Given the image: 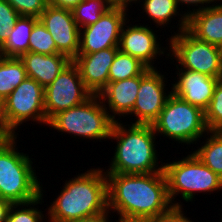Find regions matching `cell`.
<instances>
[{
    "instance_id": "44dd1931",
    "label": "cell",
    "mask_w": 222,
    "mask_h": 222,
    "mask_svg": "<svg viewBox=\"0 0 222 222\" xmlns=\"http://www.w3.org/2000/svg\"><path fill=\"white\" fill-rule=\"evenodd\" d=\"M39 18L20 16L9 31L8 39L0 48V55L4 57H20L29 52V39L34 24Z\"/></svg>"
},
{
    "instance_id": "9a60e30c",
    "label": "cell",
    "mask_w": 222,
    "mask_h": 222,
    "mask_svg": "<svg viewBox=\"0 0 222 222\" xmlns=\"http://www.w3.org/2000/svg\"><path fill=\"white\" fill-rule=\"evenodd\" d=\"M176 69L178 80L173 84L171 83L172 93L183 101L205 111L213 97L219 78L181 69L178 65H176Z\"/></svg>"
},
{
    "instance_id": "603a6c76",
    "label": "cell",
    "mask_w": 222,
    "mask_h": 222,
    "mask_svg": "<svg viewBox=\"0 0 222 222\" xmlns=\"http://www.w3.org/2000/svg\"><path fill=\"white\" fill-rule=\"evenodd\" d=\"M206 136L205 143L203 141L193 153L222 178V132L208 131Z\"/></svg>"
},
{
    "instance_id": "e0dca14e",
    "label": "cell",
    "mask_w": 222,
    "mask_h": 222,
    "mask_svg": "<svg viewBox=\"0 0 222 222\" xmlns=\"http://www.w3.org/2000/svg\"><path fill=\"white\" fill-rule=\"evenodd\" d=\"M140 82L141 75L117 82H108L106 87L98 94L109 116L114 121H119L122 118L121 116H129L132 112ZM115 115L120 117L117 119Z\"/></svg>"
},
{
    "instance_id": "d6986e66",
    "label": "cell",
    "mask_w": 222,
    "mask_h": 222,
    "mask_svg": "<svg viewBox=\"0 0 222 222\" xmlns=\"http://www.w3.org/2000/svg\"><path fill=\"white\" fill-rule=\"evenodd\" d=\"M218 2L192 13L188 17L187 30L197 39L222 48V4Z\"/></svg>"
},
{
    "instance_id": "3957f363",
    "label": "cell",
    "mask_w": 222,
    "mask_h": 222,
    "mask_svg": "<svg viewBox=\"0 0 222 222\" xmlns=\"http://www.w3.org/2000/svg\"><path fill=\"white\" fill-rule=\"evenodd\" d=\"M121 122L114 121L111 129L109 139L116 140L117 145L105 173L149 174L164 171V163L159 166V154L155 148L157 138L152 125L133 122L123 125Z\"/></svg>"
},
{
    "instance_id": "ba28073f",
    "label": "cell",
    "mask_w": 222,
    "mask_h": 222,
    "mask_svg": "<svg viewBox=\"0 0 222 222\" xmlns=\"http://www.w3.org/2000/svg\"><path fill=\"white\" fill-rule=\"evenodd\" d=\"M26 121L48 124L45 115L44 88L30 77H26L2 101L0 131L5 135L17 136L18 133L15 131Z\"/></svg>"
},
{
    "instance_id": "7a4b0ae2",
    "label": "cell",
    "mask_w": 222,
    "mask_h": 222,
    "mask_svg": "<svg viewBox=\"0 0 222 222\" xmlns=\"http://www.w3.org/2000/svg\"><path fill=\"white\" fill-rule=\"evenodd\" d=\"M47 208L49 222H68L108 210L107 178L103 168H91L66 180Z\"/></svg>"
},
{
    "instance_id": "83f0119b",
    "label": "cell",
    "mask_w": 222,
    "mask_h": 222,
    "mask_svg": "<svg viewBox=\"0 0 222 222\" xmlns=\"http://www.w3.org/2000/svg\"><path fill=\"white\" fill-rule=\"evenodd\" d=\"M204 118L209 131L222 132V78H219L213 97L204 111Z\"/></svg>"
},
{
    "instance_id": "52a82bcc",
    "label": "cell",
    "mask_w": 222,
    "mask_h": 222,
    "mask_svg": "<svg viewBox=\"0 0 222 222\" xmlns=\"http://www.w3.org/2000/svg\"><path fill=\"white\" fill-rule=\"evenodd\" d=\"M156 136L168 137L182 144H196L209 131L204 111L175 96L168 97L164 108L152 124ZM205 134V135H204ZM204 135V136H203Z\"/></svg>"
},
{
    "instance_id": "836d02e7",
    "label": "cell",
    "mask_w": 222,
    "mask_h": 222,
    "mask_svg": "<svg viewBox=\"0 0 222 222\" xmlns=\"http://www.w3.org/2000/svg\"><path fill=\"white\" fill-rule=\"evenodd\" d=\"M109 213H111V212H109V209H108L105 212H102V213H99V214H96L93 216L85 217V218L78 219V220H71L68 222H110L109 218H108V217H110ZM117 221L120 222L119 220H116V222Z\"/></svg>"
},
{
    "instance_id": "d590c367",
    "label": "cell",
    "mask_w": 222,
    "mask_h": 222,
    "mask_svg": "<svg viewBox=\"0 0 222 222\" xmlns=\"http://www.w3.org/2000/svg\"><path fill=\"white\" fill-rule=\"evenodd\" d=\"M113 5H116V6H125L127 8H129V6L133 5L132 3H137V1L139 0H111Z\"/></svg>"
},
{
    "instance_id": "8fae6325",
    "label": "cell",
    "mask_w": 222,
    "mask_h": 222,
    "mask_svg": "<svg viewBox=\"0 0 222 222\" xmlns=\"http://www.w3.org/2000/svg\"><path fill=\"white\" fill-rule=\"evenodd\" d=\"M128 10L125 6L114 5L96 23L81 28L78 54H91L118 47L122 27L129 20Z\"/></svg>"
},
{
    "instance_id": "30bf717a",
    "label": "cell",
    "mask_w": 222,
    "mask_h": 222,
    "mask_svg": "<svg viewBox=\"0 0 222 222\" xmlns=\"http://www.w3.org/2000/svg\"><path fill=\"white\" fill-rule=\"evenodd\" d=\"M92 95L84 85L77 66L71 61L58 77L44 88L47 121L61 111L82 104Z\"/></svg>"
},
{
    "instance_id": "ac0fdd59",
    "label": "cell",
    "mask_w": 222,
    "mask_h": 222,
    "mask_svg": "<svg viewBox=\"0 0 222 222\" xmlns=\"http://www.w3.org/2000/svg\"><path fill=\"white\" fill-rule=\"evenodd\" d=\"M19 58L24 64L27 77L34 79L43 88L50 85L72 61L62 53L46 55L27 52Z\"/></svg>"
},
{
    "instance_id": "d6a6232c",
    "label": "cell",
    "mask_w": 222,
    "mask_h": 222,
    "mask_svg": "<svg viewBox=\"0 0 222 222\" xmlns=\"http://www.w3.org/2000/svg\"><path fill=\"white\" fill-rule=\"evenodd\" d=\"M83 0H48V4L56 7L73 10Z\"/></svg>"
},
{
    "instance_id": "8d00e7d4",
    "label": "cell",
    "mask_w": 222,
    "mask_h": 222,
    "mask_svg": "<svg viewBox=\"0 0 222 222\" xmlns=\"http://www.w3.org/2000/svg\"><path fill=\"white\" fill-rule=\"evenodd\" d=\"M83 1H111V0H83Z\"/></svg>"
},
{
    "instance_id": "5bb4252c",
    "label": "cell",
    "mask_w": 222,
    "mask_h": 222,
    "mask_svg": "<svg viewBox=\"0 0 222 222\" xmlns=\"http://www.w3.org/2000/svg\"><path fill=\"white\" fill-rule=\"evenodd\" d=\"M127 23H129L128 20L121 30L119 51L139 59L150 69H156L153 65L154 61H156L154 59H157L156 57L162 54L164 56L168 46L165 48L162 46L161 48V44L157 40L158 36L154 33L157 31H153V28L151 29L148 25L144 26L143 24L140 25V23L139 25H127Z\"/></svg>"
},
{
    "instance_id": "277c9868",
    "label": "cell",
    "mask_w": 222,
    "mask_h": 222,
    "mask_svg": "<svg viewBox=\"0 0 222 222\" xmlns=\"http://www.w3.org/2000/svg\"><path fill=\"white\" fill-rule=\"evenodd\" d=\"M16 142L17 136L0 137V197L12 204L33 201L43 187L32 167V158L19 152Z\"/></svg>"
},
{
    "instance_id": "4dcf8cb0",
    "label": "cell",
    "mask_w": 222,
    "mask_h": 222,
    "mask_svg": "<svg viewBox=\"0 0 222 222\" xmlns=\"http://www.w3.org/2000/svg\"><path fill=\"white\" fill-rule=\"evenodd\" d=\"M182 209L183 207H173L167 213L148 219L145 222H194L184 215L186 213Z\"/></svg>"
},
{
    "instance_id": "2e32d148",
    "label": "cell",
    "mask_w": 222,
    "mask_h": 222,
    "mask_svg": "<svg viewBox=\"0 0 222 222\" xmlns=\"http://www.w3.org/2000/svg\"><path fill=\"white\" fill-rule=\"evenodd\" d=\"M118 51V47H112L91 54H78L72 60L84 85L93 95H98L106 87L109 69Z\"/></svg>"
},
{
    "instance_id": "484cf974",
    "label": "cell",
    "mask_w": 222,
    "mask_h": 222,
    "mask_svg": "<svg viewBox=\"0 0 222 222\" xmlns=\"http://www.w3.org/2000/svg\"><path fill=\"white\" fill-rule=\"evenodd\" d=\"M43 192L45 191L41 188V195L33 201L12 204L6 222H43V220H47V215L44 216L43 211L38 206L35 208L36 205L42 204Z\"/></svg>"
},
{
    "instance_id": "4316f807",
    "label": "cell",
    "mask_w": 222,
    "mask_h": 222,
    "mask_svg": "<svg viewBox=\"0 0 222 222\" xmlns=\"http://www.w3.org/2000/svg\"><path fill=\"white\" fill-rule=\"evenodd\" d=\"M29 52L52 55L60 53L53 37L45 28L40 20H38L31 31L29 39Z\"/></svg>"
},
{
    "instance_id": "4fadbf2b",
    "label": "cell",
    "mask_w": 222,
    "mask_h": 222,
    "mask_svg": "<svg viewBox=\"0 0 222 222\" xmlns=\"http://www.w3.org/2000/svg\"><path fill=\"white\" fill-rule=\"evenodd\" d=\"M39 20L55 41L57 50L73 60L79 53L80 28L72 10L47 5Z\"/></svg>"
},
{
    "instance_id": "1f68e13d",
    "label": "cell",
    "mask_w": 222,
    "mask_h": 222,
    "mask_svg": "<svg viewBox=\"0 0 222 222\" xmlns=\"http://www.w3.org/2000/svg\"><path fill=\"white\" fill-rule=\"evenodd\" d=\"M217 1H219V0H176V3L178 5V7H180L182 5H187V7L189 9L187 10V12L184 11V13L187 15V17H189L194 12H197V11H200V10H204V9H206L208 7L213 6ZM210 4H212V5H210ZM203 5H205V6H203ZM190 6H195L197 9L194 7L192 9L193 10L192 11V10H190ZM199 6H201V7H199Z\"/></svg>"
},
{
    "instance_id": "9c48e42d",
    "label": "cell",
    "mask_w": 222,
    "mask_h": 222,
    "mask_svg": "<svg viewBox=\"0 0 222 222\" xmlns=\"http://www.w3.org/2000/svg\"><path fill=\"white\" fill-rule=\"evenodd\" d=\"M173 34L167 38L169 53L166 58L175 59L181 69L222 78V48L197 39L187 29Z\"/></svg>"
},
{
    "instance_id": "6da1fadb",
    "label": "cell",
    "mask_w": 222,
    "mask_h": 222,
    "mask_svg": "<svg viewBox=\"0 0 222 222\" xmlns=\"http://www.w3.org/2000/svg\"><path fill=\"white\" fill-rule=\"evenodd\" d=\"M109 211L120 222H145L170 211L164 171L149 174L106 173Z\"/></svg>"
},
{
    "instance_id": "f546056e",
    "label": "cell",
    "mask_w": 222,
    "mask_h": 222,
    "mask_svg": "<svg viewBox=\"0 0 222 222\" xmlns=\"http://www.w3.org/2000/svg\"><path fill=\"white\" fill-rule=\"evenodd\" d=\"M20 16L39 18L48 5V0H6Z\"/></svg>"
},
{
    "instance_id": "74e56055",
    "label": "cell",
    "mask_w": 222,
    "mask_h": 222,
    "mask_svg": "<svg viewBox=\"0 0 222 222\" xmlns=\"http://www.w3.org/2000/svg\"><path fill=\"white\" fill-rule=\"evenodd\" d=\"M2 102L0 101V114H1Z\"/></svg>"
},
{
    "instance_id": "f1b7e54d",
    "label": "cell",
    "mask_w": 222,
    "mask_h": 222,
    "mask_svg": "<svg viewBox=\"0 0 222 222\" xmlns=\"http://www.w3.org/2000/svg\"><path fill=\"white\" fill-rule=\"evenodd\" d=\"M19 17L17 11L6 0H0V48L7 41L9 31Z\"/></svg>"
},
{
    "instance_id": "e575fe53",
    "label": "cell",
    "mask_w": 222,
    "mask_h": 222,
    "mask_svg": "<svg viewBox=\"0 0 222 222\" xmlns=\"http://www.w3.org/2000/svg\"><path fill=\"white\" fill-rule=\"evenodd\" d=\"M12 203L0 197V222H6Z\"/></svg>"
},
{
    "instance_id": "7c38bea8",
    "label": "cell",
    "mask_w": 222,
    "mask_h": 222,
    "mask_svg": "<svg viewBox=\"0 0 222 222\" xmlns=\"http://www.w3.org/2000/svg\"><path fill=\"white\" fill-rule=\"evenodd\" d=\"M158 69L148 68L141 74V82L137 93V98L130 116H136L135 124H149L158 118L164 108L166 100L172 91L166 93L165 75L159 73ZM166 79V80H165Z\"/></svg>"
},
{
    "instance_id": "5b68a950",
    "label": "cell",
    "mask_w": 222,
    "mask_h": 222,
    "mask_svg": "<svg viewBox=\"0 0 222 222\" xmlns=\"http://www.w3.org/2000/svg\"><path fill=\"white\" fill-rule=\"evenodd\" d=\"M182 158L164 163L168 194L174 207H182L181 202L174 201L179 194L186 202H192L196 193L211 194L222 189V178L193 152Z\"/></svg>"
},
{
    "instance_id": "ffe728a7",
    "label": "cell",
    "mask_w": 222,
    "mask_h": 222,
    "mask_svg": "<svg viewBox=\"0 0 222 222\" xmlns=\"http://www.w3.org/2000/svg\"><path fill=\"white\" fill-rule=\"evenodd\" d=\"M140 2H143L141 5V9H143V13H146L145 15H148V18L152 21H154V24L156 23V28L160 26V28H164L165 25L169 24V22H172V19L176 16H180V19L177 20L178 24L177 27V33H180L181 31L187 29V22L188 17L185 13L182 12L180 14V8L178 7L176 0H139L137 3L140 4ZM179 12H178V11ZM179 13V14H178ZM151 17V18H150ZM172 18V19H171Z\"/></svg>"
},
{
    "instance_id": "7402d4cb",
    "label": "cell",
    "mask_w": 222,
    "mask_h": 222,
    "mask_svg": "<svg viewBox=\"0 0 222 222\" xmlns=\"http://www.w3.org/2000/svg\"><path fill=\"white\" fill-rule=\"evenodd\" d=\"M27 73L19 57H4L0 55V101L26 79Z\"/></svg>"
},
{
    "instance_id": "cb8c5ba5",
    "label": "cell",
    "mask_w": 222,
    "mask_h": 222,
    "mask_svg": "<svg viewBox=\"0 0 222 222\" xmlns=\"http://www.w3.org/2000/svg\"><path fill=\"white\" fill-rule=\"evenodd\" d=\"M148 67L131 55L117 52L109 69L108 82H117L143 74Z\"/></svg>"
},
{
    "instance_id": "8992f818",
    "label": "cell",
    "mask_w": 222,
    "mask_h": 222,
    "mask_svg": "<svg viewBox=\"0 0 222 222\" xmlns=\"http://www.w3.org/2000/svg\"><path fill=\"white\" fill-rule=\"evenodd\" d=\"M114 120L109 116L101 98L92 95L80 105L54 115L47 126L72 137L100 140L109 139ZM72 134V135H71Z\"/></svg>"
},
{
    "instance_id": "d4e9b609",
    "label": "cell",
    "mask_w": 222,
    "mask_h": 222,
    "mask_svg": "<svg viewBox=\"0 0 222 222\" xmlns=\"http://www.w3.org/2000/svg\"><path fill=\"white\" fill-rule=\"evenodd\" d=\"M112 6V1H82L72 13L77 26L81 29L96 23Z\"/></svg>"
}]
</instances>
